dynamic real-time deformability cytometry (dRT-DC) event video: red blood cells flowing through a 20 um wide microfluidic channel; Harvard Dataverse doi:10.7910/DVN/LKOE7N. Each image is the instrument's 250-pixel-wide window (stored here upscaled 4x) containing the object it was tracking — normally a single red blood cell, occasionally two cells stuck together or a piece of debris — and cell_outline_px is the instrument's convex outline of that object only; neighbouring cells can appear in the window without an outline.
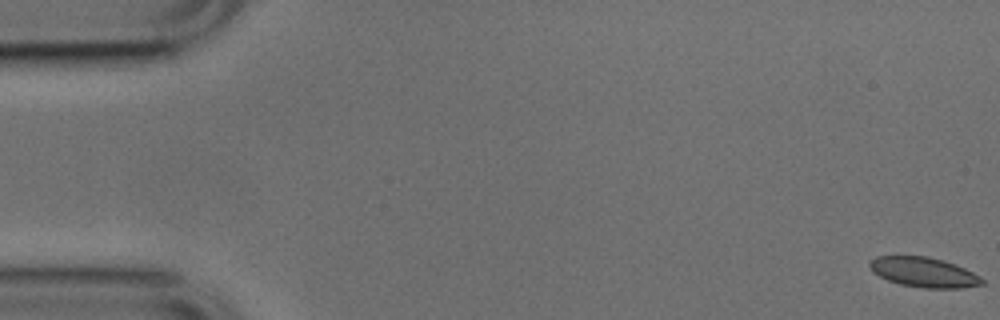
{"species": "common noctule bat (a hibernating species)", "species_latin": "Nyctalus noctula", "temperature_condition": "cold", "stored_images_in_passage": 53, "camera_frame_rate_fps": 3000, "um_per_image_px": 0.085, "animal": {"sex": "male", "body_mass_g": 17.9, "forearm_length_mm": 54.2}, "frame": {"image": 1, "passage_image": 1, "time_ms": 0.0, "image_size_px": [1000, 320], "cell_outline_px": [[984, 284], [964, 288], [924, 288], [900, 284], [888, 280], [872, 272], [868, 264], [876, 256], [928, 256], [964, 268], [980, 276], [984, 280]], "centroid_in_image_um": [78.52, 23.15], "position_along_channel_um": 6.5, "area_um2": 19.42}}
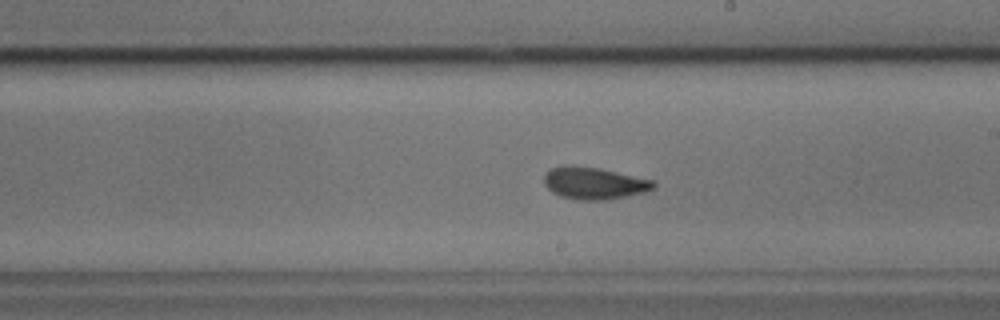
{"frame": {"image": 2, "passage_image": 30, "time_ms": 9.667, "image_size_px": [1000, 320], "cell_outline_px": [[656, 188], [644, 192], [628, 196], [604, 200], [576, 200], [560, 196], [552, 192], [544, 184], [544, 172], [552, 168], [564, 164], [572, 164], [600, 168], [652, 180], [656, 184]], "centroid_in_image_um": [50.46, 15.56], "position_along_channel_um": 238.5, "area_um2": 20.75}}
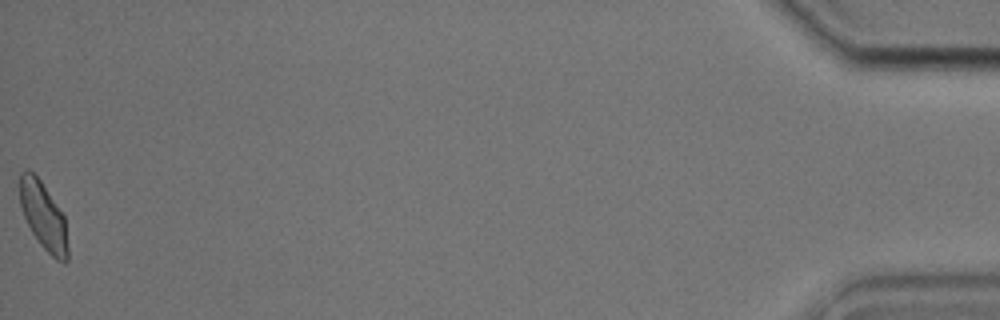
{"frame": {"image": 3, "passage_image": 53, "time_ms": 17.333, "image_size_px": [1000, 320], "cell_outline_px": [[68, 260], [64, 264], [56, 260], [40, 244], [32, 232], [24, 216], [20, 204], [20, 172], [24, 168], [28, 168], [40, 180], [64, 216], [68, 248]], "centroid_in_image_um": [3.69, 18.37], "position_along_channel_um": 431.5, "area_um2": 18.73}, "authors_computed_cell_mechanics": {"area_um2": 19.7098, "velocity_mm_per_s": 3.811, "shape_relaxation_time_tau1_ms": null, "shape_relaxation_time_tau2_ms": 1.3572, "deformation_change_tau1": null, "deformation_change_tau2": 0.0676}}